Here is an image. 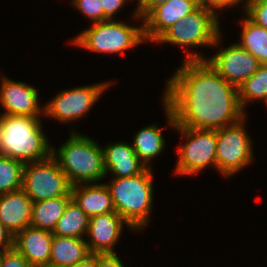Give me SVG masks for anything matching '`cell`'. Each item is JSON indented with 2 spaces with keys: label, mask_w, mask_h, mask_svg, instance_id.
I'll return each instance as SVG.
<instances>
[{
  "label": "cell",
  "mask_w": 267,
  "mask_h": 267,
  "mask_svg": "<svg viewBox=\"0 0 267 267\" xmlns=\"http://www.w3.org/2000/svg\"><path fill=\"white\" fill-rule=\"evenodd\" d=\"M71 199L72 196H60L33 202L30 226L52 232Z\"/></svg>",
  "instance_id": "obj_21"
},
{
  "label": "cell",
  "mask_w": 267,
  "mask_h": 267,
  "mask_svg": "<svg viewBox=\"0 0 267 267\" xmlns=\"http://www.w3.org/2000/svg\"><path fill=\"white\" fill-rule=\"evenodd\" d=\"M239 103L244 111L247 103L256 100H267V64H261L259 69L238 87Z\"/></svg>",
  "instance_id": "obj_24"
},
{
  "label": "cell",
  "mask_w": 267,
  "mask_h": 267,
  "mask_svg": "<svg viewBox=\"0 0 267 267\" xmlns=\"http://www.w3.org/2000/svg\"><path fill=\"white\" fill-rule=\"evenodd\" d=\"M2 265V251H0V267Z\"/></svg>",
  "instance_id": "obj_35"
},
{
  "label": "cell",
  "mask_w": 267,
  "mask_h": 267,
  "mask_svg": "<svg viewBox=\"0 0 267 267\" xmlns=\"http://www.w3.org/2000/svg\"><path fill=\"white\" fill-rule=\"evenodd\" d=\"M0 251L8 250L14 247V236L0 221Z\"/></svg>",
  "instance_id": "obj_32"
},
{
  "label": "cell",
  "mask_w": 267,
  "mask_h": 267,
  "mask_svg": "<svg viewBox=\"0 0 267 267\" xmlns=\"http://www.w3.org/2000/svg\"><path fill=\"white\" fill-rule=\"evenodd\" d=\"M98 267H124L116 253L98 254Z\"/></svg>",
  "instance_id": "obj_31"
},
{
  "label": "cell",
  "mask_w": 267,
  "mask_h": 267,
  "mask_svg": "<svg viewBox=\"0 0 267 267\" xmlns=\"http://www.w3.org/2000/svg\"><path fill=\"white\" fill-rule=\"evenodd\" d=\"M152 168L127 178H111L108 186L115 211L132 230L143 231L150 219L153 203Z\"/></svg>",
  "instance_id": "obj_5"
},
{
  "label": "cell",
  "mask_w": 267,
  "mask_h": 267,
  "mask_svg": "<svg viewBox=\"0 0 267 267\" xmlns=\"http://www.w3.org/2000/svg\"><path fill=\"white\" fill-rule=\"evenodd\" d=\"M167 123L185 138L179 145L178 161L175 167L177 175H195L210 165L216 169L217 135L216 130L192 129L175 125V116L163 102Z\"/></svg>",
  "instance_id": "obj_6"
},
{
  "label": "cell",
  "mask_w": 267,
  "mask_h": 267,
  "mask_svg": "<svg viewBox=\"0 0 267 267\" xmlns=\"http://www.w3.org/2000/svg\"><path fill=\"white\" fill-rule=\"evenodd\" d=\"M144 41L143 24L136 27L118 20H106L93 23L78 36H75L71 40V44L91 52L117 54Z\"/></svg>",
  "instance_id": "obj_7"
},
{
  "label": "cell",
  "mask_w": 267,
  "mask_h": 267,
  "mask_svg": "<svg viewBox=\"0 0 267 267\" xmlns=\"http://www.w3.org/2000/svg\"><path fill=\"white\" fill-rule=\"evenodd\" d=\"M71 3L92 23L103 21V9L100 0H72Z\"/></svg>",
  "instance_id": "obj_27"
},
{
  "label": "cell",
  "mask_w": 267,
  "mask_h": 267,
  "mask_svg": "<svg viewBox=\"0 0 267 267\" xmlns=\"http://www.w3.org/2000/svg\"><path fill=\"white\" fill-rule=\"evenodd\" d=\"M167 80L163 102L175 116V125L218 130L246 116L238 88L228 83L206 60H184Z\"/></svg>",
  "instance_id": "obj_1"
},
{
  "label": "cell",
  "mask_w": 267,
  "mask_h": 267,
  "mask_svg": "<svg viewBox=\"0 0 267 267\" xmlns=\"http://www.w3.org/2000/svg\"><path fill=\"white\" fill-rule=\"evenodd\" d=\"M138 5H136L135 12L133 13V18L136 20L143 19L157 6L166 3L168 0H137Z\"/></svg>",
  "instance_id": "obj_29"
},
{
  "label": "cell",
  "mask_w": 267,
  "mask_h": 267,
  "mask_svg": "<svg viewBox=\"0 0 267 267\" xmlns=\"http://www.w3.org/2000/svg\"><path fill=\"white\" fill-rule=\"evenodd\" d=\"M24 166L21 161L0 154V195L22 189Z\"/></svg>",
  "instance_id": "obj_25"
},
{
  "label": "cell",
  "mask_w": 267,
  "mask_h": 267,
  "mask_svg": "<svg viewBox=\"0 0 267 267\" xmlns=\"http://www.w3.org/2000/svg\"><path fill=\"white\" fill-rule=\"evenodd\" d=\"M1 267H33L15 248L2 251Z\"/></svg>",
  "instance_id": "obj_28"
},
{
  "label": "cell",
  "mask_w": 267,
  "mask_h": 267,
  "mask_svg": "<svg viewBox=\"0 0 267 267\" xmlns=\"http://www.w3.org/2000/svg\"><path fill=\"white\" fill-rule=\"evenodd\" d=\"M89 220L90 218L85 212L71 199L52 233L55 236L84 238L83 236L87 234Z\"/></svg>",
  "instance_id": "obj_22"
},
{
  "label": "cell",
  "mask_w": 267,
  "mask_h": 267,
  "mask_svg": "<svg viewBox=\"0 0 267 267\" xmlns=\"http://www.w3.org/2000/svg\"><path fill=\"white\" fill-rule=\"evenodd\" d=\"M53 233L28 226L14 237V247L33 267H48Z\"/></svg>",
  "instance_id": "obj_15"
},
{
  "label": "cell",
  "mask_w": 267,
  "mask_h": 267,
  "mask_svg": "<svg viewBox=\"0 0 267 267\" xmlns=\"http://www.w3.org/2000/svg\"><path fill=\"white\" fill-rule=\"evenodd\" d=\"M100 146L90 137L72 130L69 139L58 149L52 145L51 155L72 185L98 183L106 177Z\"/></svg>",
  "instance_id": "obj_3"
},
{
  "label": "cell",
  "mask_w": 267,
  "mask_h": 267,
  "mask_svg": "<svg viewBox=\"0 0 267 267\" xmlns=\"http://www.w3.org/2000/svg\"><path fill=\"white\" fill-rule=\"evenodd\" d=\"M33 201L23 189L0 195V221L15 237L31 224Z\"/></svg>",
  "instance_id": "obj_16"
},
{
  "label": "cell",
  "mask_w": 267,
  "mask_h": 267,
  "mask_svg": "<svg viewBox=\"0 0 267 267\" xmlns=\"http://www.w3.org/2000/svg\"><path fill=\"white\" fill-rule=\"evenodd\" d=\"M132 229L117 213L110 212L90 217L86 241L90 253H116L114 246L119 241L123 225Z\"/></svg>",
  "instance_id": "obj_14"
},
{
  "label": "cell",
  "mask_w": 267,
  "mask_h": 267,
  "mask_svg": "<svg viewBox=\"0 0 267 267\" xmlns=\"http://www.w3.org/2000/svg\"><path fill=\"white\" fill-rule=\"evenodd\" d=\"M103 150L106 176L110 172L112 178H127L142 173L146 166L136 155L134 148L126 142L108 144Z\"/></svg>",
  "instance_id": "obj_17"
},
{
  "label": "cell",
  "mask_w": 267,
  "mask_h": 267,
  "mask_svg": "<svg viewBox=\"0 0 267 267\" xmlns=\"http://www.w3.org/2000/svg\"><path fill=\"white\" fill-rule=\"evenodd\" d=\"M208 5H210L215 11L218 9H225V8H230L237 6L238 4L242 1H244V6L243 8L245 9L247 6V2L249 0H204Z\"/></svg>",
  "instance_id": "obj_33"
},
{
  "label": "cell",
  "mask_w": 267,
  "mask_h": 267,
  "mask_svg": "<svg viewBox=\"0 0 267 267\" xmlns=\"http://www.w3.org/2000/svg\"><path fill=\"white\" fill-rule=\"evenodd\" d=\"M103 9V21L114 20V15L120 11L128 0H100Z\"/></svg>",
  "instance_id": "obj_30"
},
{
  "label": "cell",
  "mask_w": 267,
  "mask_h": 267,
  "mask_svg": "<svg viewBox=\"0 0 267 267\" xmlns=\"http://www.w3.org/2000/svg\"><path fill=\"white\" fill-rule=\"evenodd\" d=\"M161 129L157 124L146 126L136 133L132 141L131 146L146 168H151L152 159L164 151L165 140Z\"/></svg>",
  "instance_id": "obj_20"
},
{
  "label": "cell",
  "mask_w": 267,
  "mask_h": 267,
  "mask_svg": "<svg viewBox=\"0 0 267 267\" xmlns=\"http://www.w3.org/2000/svg\"><path fill=\"white\" fill-rule=\"evenodd\" d=\"M206 61L228 83L237 88L251 77L261 65L257 58L238 43L231 44L227 48H220L216 55L207 57Z\"/></svg>",
  "instance_id": "obj_11"
},
{
  "label": "cell",
  "mask_w": 267,
  "mask_h": 267,
  "mask_svg": "<svg viewBox=\"0 0 267 267\" xmlns=\"http://www.w3.org/2000/svg\"><path fill=\"white\" fill-rule=\"evenodd\" d=\"M22 189L33 202L72 196V184L52 155L47 159L25 164Z\"/></svg>",
  "instance_id": "obj_9"
},
{
  "label": "cell",
  "mask_w": 267,
  "mask_h": 267,
  "mask_svg": "<svg viewBox=\"0 0 267 267\" xmlns=\"http://www.w3.org/2000/svg\"><path fill=\"white\" fill-rule=\"evenodd\" d=\"M240 23L242 25L241 42L237 43L261 64H267V30L252 22L247 16Z\"/></svg>",
  "instance_id": "obj_23"
},
{
  "label": "cell",
  "mask_w": 267,
  "mask_h": 267,
  "mask_svg": "<svg viewBox=\"0 0 267 267\" xmlns=\"http://www.w3.org/2000/svg\"><path fill=\"white\" fill-rule=\"evenodd\" d=\"M205 1L192 13L167 28L154 42L185 46V60H206L201 53L187 50L195 47L216 46L221 44L222 34L218 14Z\"/></svg>",
  "instance_id": "obj_4"
},
{
  "label": "cell",
  "mask_w": 267,
  "mask_h": 267,
  "mask_svg": "<svg viewBox=\"0 0 267 267\" xmlns=\"http://www.w3.org/2000/svg\"><path fill=\"white\" fill-rule=\"evenodd\" d=\"M204 0H168L155 7L144 19V38L154 42L167 28L196 10Z\"/></svg>",
  "instance_id": "obj_13"
},
{
  "label": "cell",
  "mask_w": 267,
  "mask_h": 267,
  "mask_svg": "<svg viewBox=\"0 0 267 267\" xmlns=\"http://www.w3.org/2000/svg\"><path fill=\"white\" fill-rule=\"evenodd\" d=\"M40 119L0 115V154L24 164L47 159L52 145L42 131Z\"/></svg>",
  "instance_id": "obj_2"
},
{
  "label": "cell",
  "mask_w": 267,
  "mask_h": 267,
  "mask_svg": "<svg viewBox=\"0 0 267 267\" xmlns=\"http://www.w3.org/2000/svg\"><path fill=\"white\" fill-rule=\"evenodd\" d=\"M83 238L53 235L48 267H73L84 260L90 251Z\"/></svg>",
  "instance_id": "obj_19"
},
{
  "label": "cell",
  "mask_w": 267,
  "mask_h": 267,
  "mask_svg": "<svg viewBox=\"0 0 267 267\" xmlns=\"http://www.w3.org/2000/svg\"><path fill=\"white\" fill-rule=\"evenodd\" d=\"M39 94L35 87L2 76L0 85V103L5 110L0 115H17L39 118L44 113L40 107ZM42 109V110H41Z\"/></svg>",
  "instance_id": "obj_12"
},
{
  "label": "cell",
  "mask_w": 267,
  "mask_h": 267,
  "mask_svg": "<svg viewBox=\"0 0 267 267\" xmlns=\"http://www.w3.org/2000/svg\"><path fill=\"white\" fill-rule=\"evenodd\" d=\"M112 83L113 81H104L60 91L43 106L44 117L54 118L64 123L76 121L88 114L92 106Z\"/></svg>",
  "instance_id": "obj_10"
},
{
  "label": "cell",
  "mask_w": 267,
  "mask_h": 267,
  "mask_svg": "<svg viewBox=\"0 0 267 267\" xmlns=\"http://www.w3.org/2000/svg\"><path fill=\"white\" fill-rule=\"evenodd\" d=\"M72 199L90 218L95 215L116 212L106 183H81L72 185Z\"/></svg>",
  "instance_id": "obj_18"
},
{
  "label": "cell",
  "mask_w": 267,
  "mask_h": 267,
  "mask_svg": "<svg viewBox=\"0 0 267 267\" xmlns=\"http://www.w3.org/2000/svg\"><path fill=\"white\" fill-rule=\"evenodd\" d=\"M245 118L216 130V170L225 178L233 176L253 161V143L244 128Z\"/></svg>",
  "instance_id": "obj_8"
},
{
  "label": "cell",
  "mask_w": 267,
  "mask_h": 267,
  "mask_svg": "<svg viewBox=\"0 0 267 267\" xmlns=\"http://www.w3.org/2000/svg\"><path fill=\"white\" fill-rule=\"evenodd\" d=\"M73 267H98V254L91 253Z\"/></svg>",
  "instance_id": "obj_34"
},
{
  "label": "cell",
  "mask_w": 267,
  "mask_h": 267,
  "mask_svg": "<svg viewBox=\"0 0 267 267\" xmlns=\"http://www.w3.org/2000/svg\"><path fill=\"white\" fill-rule=\"evenodd\" d=\"M243 11L252 22L267 30V0H249Z\"/></svg>",
  "instance_id": "obj_26"
}]
</instances>
